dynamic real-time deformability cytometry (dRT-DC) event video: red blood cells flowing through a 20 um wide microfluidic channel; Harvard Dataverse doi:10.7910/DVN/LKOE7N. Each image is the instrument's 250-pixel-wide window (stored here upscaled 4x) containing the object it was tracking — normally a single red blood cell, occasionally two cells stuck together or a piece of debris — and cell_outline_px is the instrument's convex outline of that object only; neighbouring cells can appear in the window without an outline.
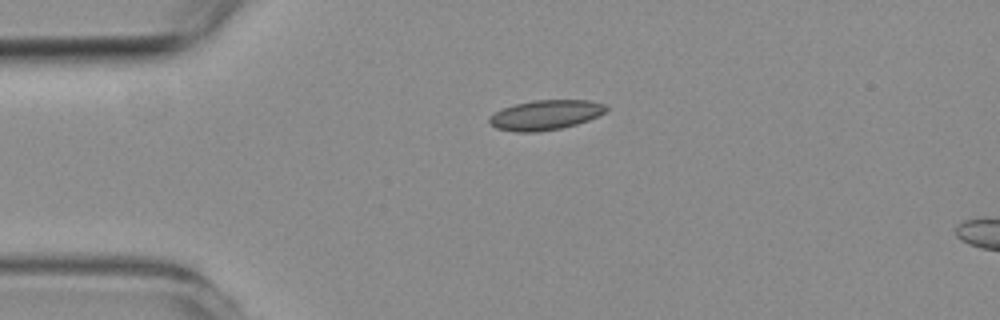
{"species": "common noctule bat (a hibernating species)", "species_latin": "Nyctalus noctula", "temperature_condition": "room temperature", "stored_images_in_passage": 4, "camera_frame_rate_fps": 3000, "um_per_image_px": 0.085, "animal": {"sex": "female", "body_mass_g": 19.3, "forearm_length_mm": 54.1}, "frame": {"image": 1, "passage_image": 2, "time_ms": 2.0, "image_size_px": [1000, 320], "cell_outline_px": [[608, 108], [604, 112], [588, 120], [576, 124], [560, 128], [536, 132], [516, 132], [496, 128], [488, 120], [488, 116], [504, 108], [516, 104], [536, 100], [588, 100], [604, 104]], "centroid_in_image_um": [46.35, 9.77], "position_along_channel_um": 38.7, "area_um2": 20.0}}
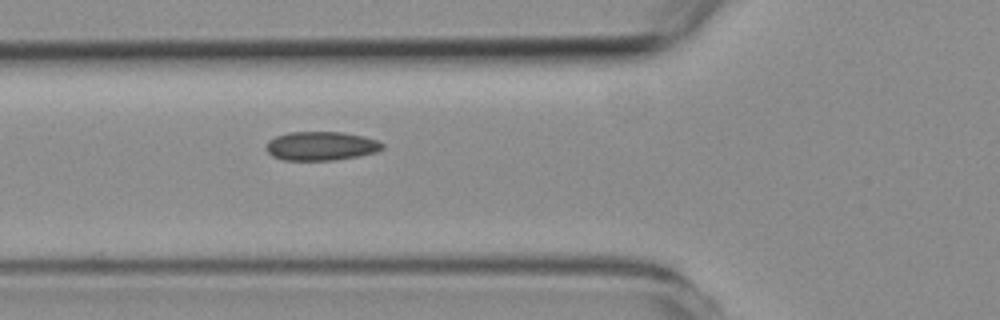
{"frame": {"image": 2, "passage_image": 4, "time_ms": 4.333, "image_size_px": [1000, 320], "cell_outline_px": [[384, 148], [376, 152], [360, 156], [332, 160], [284, 160], [272, 156], [264, 148], [268, 140], [276, 136], [288, 132], [344, 132], [364, 136], [376, 140], [384, 144]], "centroid_in_image_um": [27.28, 12.4], "position_along_channel_um": 98.5, "area_um2": 19.71}}